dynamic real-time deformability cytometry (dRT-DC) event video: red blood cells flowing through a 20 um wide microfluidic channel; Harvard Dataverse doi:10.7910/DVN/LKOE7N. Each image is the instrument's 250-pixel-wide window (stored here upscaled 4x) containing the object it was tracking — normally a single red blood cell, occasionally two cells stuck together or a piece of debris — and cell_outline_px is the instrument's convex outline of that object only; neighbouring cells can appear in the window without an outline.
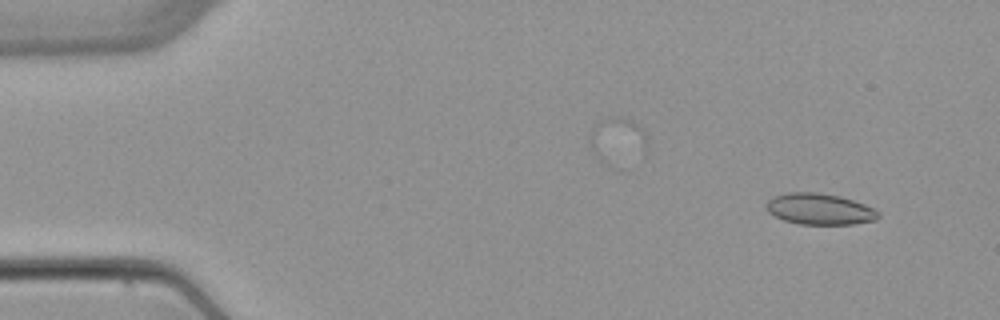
{"species": "common noctule bat (a hibernating species)", "species_latin": "Nyctalus noctula", "temperature_condition": "warm", "stored_images_in_passage": 4, "camera_frame_rate_fps": 3000, "um_per_image_px": 0.085, "animal": {"sex": "female", "body_mass_g": 22.7, "forearm_length_mm": 54.2}, "frame": {"image": 1, "passage_image": 1, "time_ms": 0.0, "image_size_px": [1000, 320], "cell_outline_px": [[880, 216], [876, 220], [852, 224], [800, 224], [784, 220], [768, 212], [764, 208], [764, 204], [772, 196], [784, 192], [816, 192], [840, 196], [864, 204], [880, 212]], "centroid_in_image_um": [69.62, 17.76], "position_along_channel_um": 15.4, "area_um2": 20.52}}
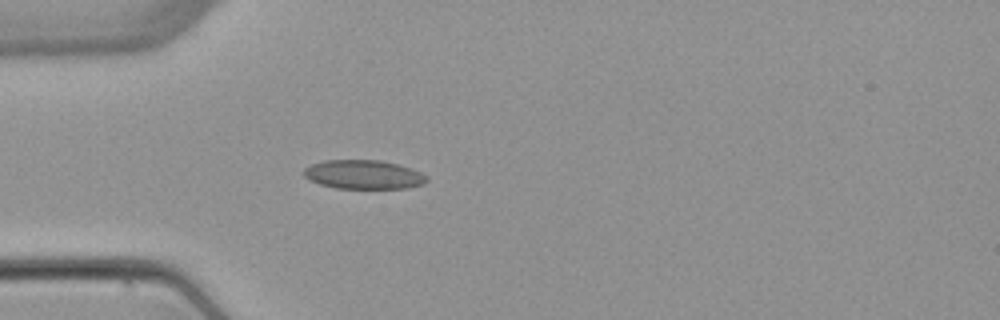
{"frame": {"image": 2, "passage_image": 4, "time_ms": 3.667, "image_size_px": [1000, 320], "cell_outline_px": [[428, 180], [424, 184], [408, 188], [336, 188], [320, 184], [308, 180], [304, 176], [304, 168], [312, 164], [324, 160], [380, 160], [412, 168], [428, 176]], "centroid_in_image_um": [30.91, 14.84], "position_along_channel_um": 54.1, "area_um2": 20.81}}